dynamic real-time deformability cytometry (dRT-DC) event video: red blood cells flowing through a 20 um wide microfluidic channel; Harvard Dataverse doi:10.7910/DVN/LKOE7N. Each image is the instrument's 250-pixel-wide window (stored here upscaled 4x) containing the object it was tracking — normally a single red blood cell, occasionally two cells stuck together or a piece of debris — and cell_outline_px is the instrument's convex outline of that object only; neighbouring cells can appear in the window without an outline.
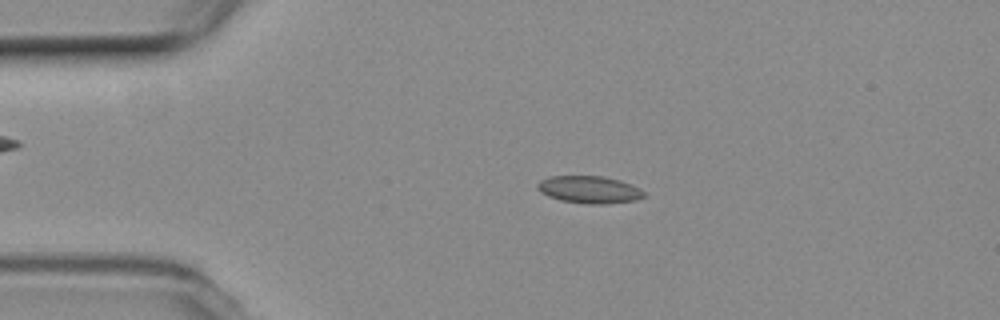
{"species": "common noctule bat (a hibernating species)", "species_latin": "Nyctalus noctula", "temperature_condition": "room temperature", "stored_images_in_passage": 52, "camera_frame_rate_fps": 3000, "um_per_image_px": 0.085, "animal": {"sex": "female", "body_mass_g": 19.3, "forearm_length_mm": 54.1}, "frame": {"image": 1, "passage_image": 9, "time_ms": 2.667, "image_size_px": [1000, 320], "cell_outline_px": [[648, 196], [636, 200], [604, 204], [588, 204], [560, 200], [548, 196], [540, 192], [536, 188], [536, 184], [540, 180], [548, 176], [604, 176], [620, 180], [640, 188]], "centroid_in_image_um": [50.09, 16.11], "position_along_channel_um": 34.9, "area_um2": 17.17}}
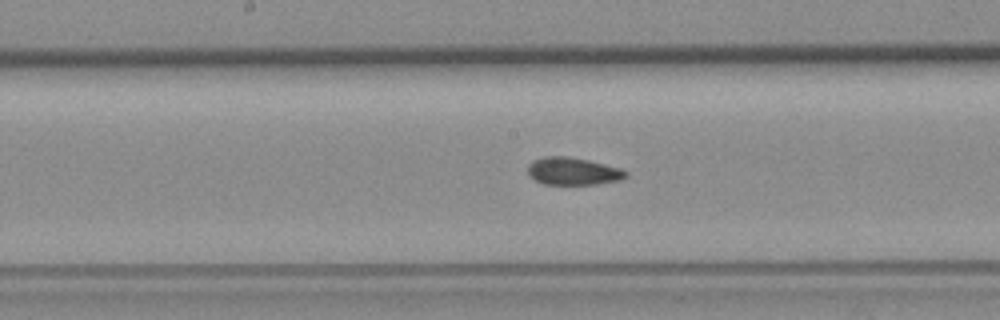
{"frame": {"image": 2, "passage_image": 25, "time_ms": 8.0, "image_size_px": [1000, 320], "cell_outline_px": [[628, 176], [620, 180], [596, 184], [544, 184], [528, 176], [528, 164], [532, 160], [544, 156], [564, 156], [588, 160], [620, 168], [628, 172]], "centroid_in_image_um": [48.68, 14.55], "position_along_channel_um": 199.5, "area_um2": 15.72}}
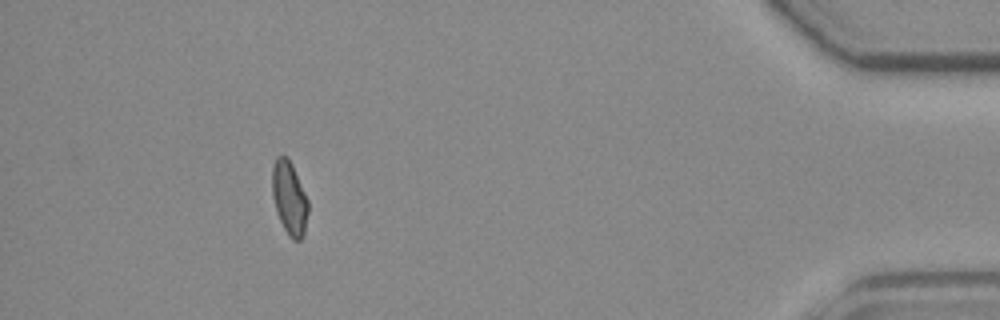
{"frame": {"image": 3, "passage_image": 47, "time_ms": 15.333, "image_size_px": [1000, 320], "cell_outline_px": [[308, 212], [304, 236], [300, 240], [292, 240], [288, 236], [276, 212], [272, 196], [272, 164], [276, 156], [288, 156], [292, 164], [308, 200]], "centroid_in_image_um": [24.58, 16.83], "position_along_channel_um": 410.6, "area_um2": 15.61}, "authors_computed_cell_mechanics": {"area_um2": 15.895, "velocity_mm_per_s": 3.7553, "shape_relaxation_time_tau1_ms": null, "shape_relaxation_time_tau2_ms": 8.3445, "deformation_change_tau1": null, "deformation_change_tau2": 0.1192}}